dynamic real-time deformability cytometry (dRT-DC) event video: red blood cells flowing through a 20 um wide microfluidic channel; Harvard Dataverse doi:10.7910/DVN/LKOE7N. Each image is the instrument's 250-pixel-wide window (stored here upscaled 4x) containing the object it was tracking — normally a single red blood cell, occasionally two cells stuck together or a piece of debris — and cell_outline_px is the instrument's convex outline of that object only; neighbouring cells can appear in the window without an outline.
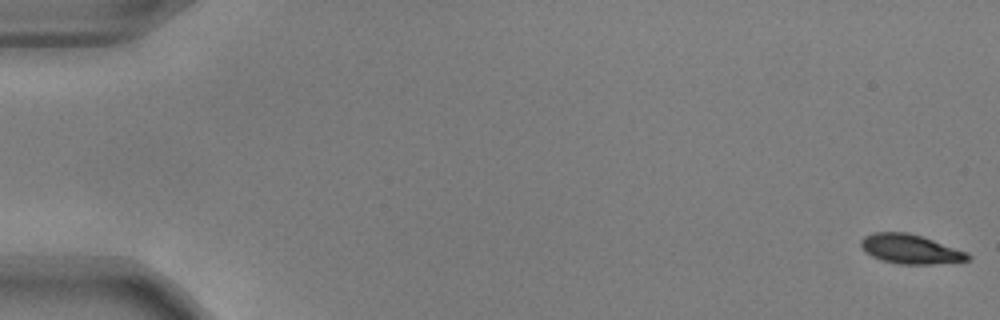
{"species": "common noctule bat (a hibernating species)", "species_latin": "Nyctalus noctula", "temperature_condition": "warm", "stored_images_in_passage": 55, "camera_frame_rate_fps": 3000, "um_per_image_px": 0.085, "animal": {"sex": "male", "body_mass_g": 17.9, "forearm_length_mm": 54.2}, "frame": {"image": 1, "passage_image": 1, "time_ms": 0.0, "image_size_px": [1000, 320], "cell_outline_px": [[972, 256], [968, 260], [932, 264], [900, 264], [880, 260], [872, 256], [860, 244], [860, 240], [864, 236], [872, 232], [908, 232], [968, 252]], "centroid_in_image_um": [77.37, 21.17], "position_along_channel_um": 7.6, "area_um2": 18.09}}
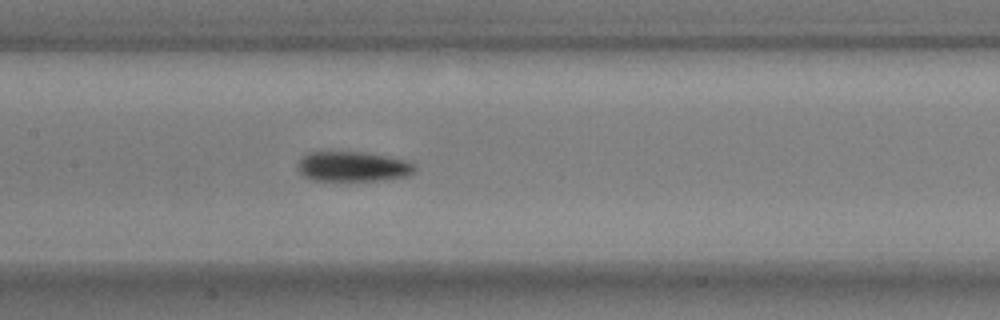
{"frame": {"image": 2, "passage_image": 27, "time_ms": 8.667, "image_size_px": [1000, 320], "cell_outline_px": [[416, 172], [404, 176], [384, 180], [312, 180], [304, 176], [296, 168], [296, 164], [308, 152], [364, 152], [404, 160], [412, 164], [416, 168]], "centroid_in_image_um": [29.95, 14.16], "position_along_channel_um": 177.4, "area_um2": 20.23}}
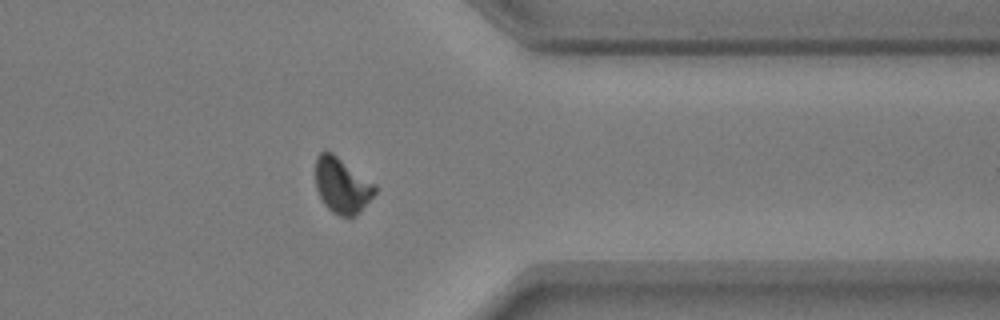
{"frame": {"image": 3, "passage_image": 44, "time_ms": 14.333, "image_size_px": [1000, 320], "cell_outline_px": [[376, 192], [356, 216], [340, 216], [332, 212], [324, 204], [316, 188], [316, 156], [320, 152], [332, 152], [376, 184]], "centroid_in_image_um": [29.07, 15.76], "position_along_channel_um": 382.3, "area_um2": 19.13}, "authors_computed_cell_mechanics": {"area_um2": 19.5942, "velocity_mm_per_s": 3.756, "shape_relaxation_time_tau1_ms": 3.195, "shape_relaxation_time_tau2_ms": null, "deformation_change_tau1": 0.1527, "deformation_change_tau2": null}}